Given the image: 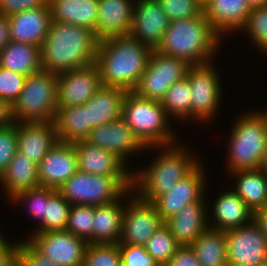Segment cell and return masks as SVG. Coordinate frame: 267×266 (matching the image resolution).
<instances>
[{
	"mask_svg": "<svg viewBox=\"0 0 267 266\" xmlns=\"http://www.w3.org/2000/svg\"><path fill=\"white\" fill-rule=\"evenodd\" d=\"M58 101L57 74L40 70L25 79L24 87L12 105V117L16 123L51 122Z\"/></svg>",
	"mask_w": 267,
	"mask_h": 266,
	"instance_id": "52a82bcc",
	"label": "cell"
},
{
	"mask_svg": "<svg viewBox=\"0 0 267 266\" xmlns=\"http://www.w3.org/2000/svg\"><path fill=\"white\" fill-rule=\"evenodd\" d=\"M263 111H264V112L266 113V115H267V108H265Z\"/></svg>",
	"mask_w": 267,
	"mask_h": 266,
	"instance_id": "6f0895ef",
	"label": "cell"
},
{
	"mask_svg": "<svg viewBox=\"0 0 267 266\" xmlns=\"http://www.w3.org/2000/svg\"><path fill=\"white\" fill-rule=\"evenodd\" d=\"M122 119L146 147L168 146L181 140L161 103L140 97L134 91L124 97Z\"/></svg>",
	"mask_w": 267,
	"mask_h": 266,
	"instance_id": "8992f818",
	"label": "cell"
},
{
	"mask_svg": "<svg viewBox=\"0 0 267 266\" xmlns=\"http://www.w3.org/2000/svg\"><path fill=\"white\" fill-rule=\"evenodd\" d=\"M74 146L79 171L103 176H133L135 168L128 166L117 155L86 140L74 142Z\"/></svg>",
	"mask_w": 267,
	"mask_h": 266,
	"instance_id": "44dd1931",
	"label": "cell"
},
{
	"mask_svg": "<svg viewBox=\"0 0 267 266\" xmlns=\"http://www.w3.org/2000/svg\"><path fill=\"white\" fill-rule=\"evenodd\" d=\"M37 169L40 186L58 190L79 170L74 143L57 141Z\"/></svg>",
	"mask_w": 267,
	"mask_h": 266,
	"instance_id": "e0dca14e",
	"label": "cell"
},
{
	"mask_svg": "<svg viewBox=\"0 0 267 266\" xmlns=\"http://www.w3.org/2000/svg\"><path fill=\"white\" fill-rule=\"evenodd\" d=\"M181 144V145H180ZM159 150L146 167L133 170V191L142 199L154 202L174 185L188 176L201 162L196 153L180 143L168 146H150L148 150ZM189 149V150H188ZM197 157V158H196Z\"/></svg>",
	"mask_w": 267,
	"mask_h": 266,
	"instance_id": "7a4b0ae2",
	"label": "cell"
},
{
	"mask_svg": "<svg viewBox=\"0 0 267 266\" xmlns=\"http://www.w3.org/2000/svg\"><path fill=\"white\" fill-rule=\"evenodd\" d=\"M71 204L57 191L49 200L45 209V216L34 226L31 233L66 230Z\"/></svg>",
	"mask_w": 267,
	"mask_h": 266,
	"instance_id": "e575fe53",
	"label": "cell"
},
{
	"mask_svg": "<svg viewBox=\"0 0 267 266\" xmlns=\"http://www.w3.org/2000/svg\"><path fill=\"white\" fill-rule=\"evenodd\" d=\"M250 11L246 0H213L204 9L212 28L222 39L228 38L229 33H240Z\"/></svg>",
	"mask_w": 267,
	"mask_h": 266,
	"instance_id": "cb8c5ba5",
	"label": "cell"
},
{
	"mask_svg": "<svg viewBox=\"0 0 267 266\" xmlns=\"http://www.w3.org/2000/svg\"><path fill=\"white\" fill-rule=\"evenodd\" d=\"M213 0H198L199 4L205 9Z\"/></svg>",
	"mask_w": 267,
	"mask_h": 266,
	"instance_id": "11a10c76",
	"label": "cell"
},
{
	"mask_svg": "<svg viewBox=\"0 0 267 266\" xmlns=\"http://www.w3.org/2000/svg\"><path fill=\"white\" fill-rule=\"evenodd\" d=\"M127 91L103 85L85 103L88 108L90 131L100 125L122 118V105Z\"/></svg>",
	"mask_w": 267,
	"mask_h": 266,
	"instance_id": "484cf974",
	"label": "cell"
},
{
	"mask_svg": "<svg viewBox=\"0 0 267 266\" xmlns=\"http://www.w3.org/2000/svg\"><path fill=\"white\" fill-rule=\"evenodd\" d=\"M259 170L267 177V148L263 155Z\"/></svg>",
	"mask_w": 267,
	"mask_h": 266,
	"instance_id": "f5cc1de1",
	"label": "cell"
},
{
	"mask_svg": "<svg viewBox=\"0 0 267 266\" xmlns=\"http://www.w3.org/2000/svg\"><path fill=\"white\" fill-rule=\"evenodd\" d=\"M246 2L250 6V8L267 5V0H246Z\"/></svg>",
	"mask_w": 267,
	"mask_h": 266,
	"instance_id": "db71d44e",
	"label": "cell"
},
{
	"mask_svg": "<svg viewBox=\"0 0 267 266\" xmlns=\"http://www.w3.org/2000/svg\"><path fill=\"white\" fill-rule=\"evenodd\" d=\"M58 141L74 143L90 133L88 108L83 105L58 107L54 117Z\"/></svg>",
	"mask_w": 267,
	"mask_h": 266,
	"instance_id": "4dcf8cb0",
	"label": "cell"
},
{
	"mask_svg": "<svg viewBox=\"0 0 267 266\" xmlns=\"http://www.w3.org/2000/svg\"><path fill=\"white\" fill-rule=\"evenodd\" d=\"M11 41L9 18L0 14V51Z\"/></svg>",
	"mask_w": 267,
	"mask_h": 266,
	"instance_id": "681fc988",
	"label": "cell"
},
{
	"mask_svg": "<svg viewBox=\"0 0 267 266\" xmlns=\"http://www.w3.org/2000/svg\"><path fill=\"white\" fill-rule=\"evenodd\" d=\"M158 2L169 21L193 18L204 12L198 0H158Z\"/></svg>",
	"mask_w": 267,
	"mask_h": 266,
	"instance_id": "60d3db41",
	"label": "cell"
},
{
	"mask_svg": "<svg viewBox=\"0 0 267 266\" xmlns=\"http://www.w3.org/2000/svg\"><path fill=\"white\" fill-rule=\"evenodd\" d=\"M17 242H10L0 231V266H18Z\"/></svg>",
	"mask_w": 267,
	"mask_h": 266,
	"instance_id": "7dc6e473",
	"label": "cell"
},
{
	"mask_svg": "<svg viewBox=\"0 0 267 266\" xmlns=\"http://www.w3.org/2000/svg\"><path fill=\"white\" fill-rule=\"evenodd\" d=\"M167 116L174 122L191 121V90L188 79L174 83L161 100Z\"/></svg>",
	"mask_w": 267,
	"mask_h": 266,
	"instance_id": "836d02e7",
	"label": "cell"
},
{
	"mask_svg": "<svg viewBox=\"0 0 267 266\" xmlns=\"http://www.w3.org/2000/svg\"><path fill=\"white\" fill-rule=\"evenodd\" d=\"M58 190L48 188L45 186H38L29 190L19 192L15 197L10 200L11 204H15L19 207L25 206L27 215H31V219H35V222L39 223L45 216L46 205L48 200ZM29 213V214H28Z\"/></svg>",
	"mask_w": 267,
	"mask_h": 266,
	"instance_id": "d590c367",
	"label": "cell"
},
{
	"mask_svg": "<svg viewBox=\"0 0 267 266\" xmlns=\"http://www.w3.org/2000/svg\"><path fill=\"white\" fill-rule=\"evenodd\" d=\"M82 266H122L119 244H88Z\"/></svg>",
	"mask_w": 267,
	"mask_h": 266,
	"instance_id": "ab89813d",
	"label": "cell"
},
{
	"mask_svg": "<svg viewBox=\"0 0 267 266\" xmlns=\"http://www.w3.org/2000/svg\"><path fill=\"white\" fill-rule=\"evenodd\" d=\"M151 52L150 47L130 34L100 41L95 64L103 85L134 91L146 70Z\"/></svg>",
	"mask_w": 267,
	"mask_h": 266,
	"instance_id": "3957f363",
	"label": "cell"
},
{
	"mask_svg": "<svg viewBox=\"0 0 267 266\" xmlns=\"http://www.w3.org/2000/svg\"><path fill=\"white\" fill-rule=\"evenodd\" d=\"M214 63L190 66L186 74L191 90V122L202 126L219 116L223 103L222 80Z\"/></svg>",
	"mask_w": 267,
	"mask_h": 266,
	"instance_id": "9c48e42d",
	"label": "cell"
},
{
	"mask_svg": "<svg viewBox=\"0 0 267 266\" xmlns=\"http://www.w3.org/2000/svg\"><path fill=\"white\" fill-rule=\"evenodd\" d=\"M190 66L183 59L152 50L146 70L134 92L140 97L161 102L167 90L186 77Z\"/></svg>",
	"mask_w": 267,
	"mask_h": 266,
	"instance_id": "8fae6325",
	"label": "cell"
},
{
	"mask_svg": "<svg viewBox=\"0 0 267 266\" xmlns=\"http://www.w3.org/2000/svg\"><path fill=\"white\" fill-rule=\"evenodd\" d=\"M94 206L71 205L66 231L92 244Z\"/></svg>",
	"mask_w": 267,
	"mask_h": 266,
	"instance_id": "f35d334b",
	"label": "cell"
},
{
	"mask_svg": "<svg viewBox=\"0 0 267 266\" xmlns=\"http://www.w3.org/2000/svg\"><path fill=\"white\" fill-rule=\"evenodd\" d=\"M18 123L0 127V176L17 152Z\"/></svg>",
	"mask_w": 267,
	"mask_h": 266,
	"instance_id": "7bdbcfd3",
	"label": "cell"
},
{
	"mask_svg": "<svg viewBox=\"0 0 267 266\" xmlns=\"http://www.w3.org/2000/svg\"><path fill=\"white\" fill-rule=\"evenodd\" d=\"M223 40L203 12L193 18L170 21L156 51L183 59L191 66L203 65L214 61Z\"/></svg>",
	"mask_w": 267,
	"mask_h": 266,
	"instance_id": "277c9868",
	"label": "cell"
},
{
	"mask_svg": "<svg viewBox=\"0 0 267 266\" xmlns=\"http://www.w3.org/2000/svg\"><path fill=\"white\" fill-rule=\"evenodd\" d=\"M180 245L165 223L145 244V249L161 266H165L176 253Z\"/></svg>",
	"mask_w": 267,
	"mask_h": 266,
	"instance_id": "8d00e7d4",
	"label": "cell"
},
{
	"mask_svg": "<svg viewBox=\"0 0 267 266\" xmlns=\"http://www.w3.org/2000/svg\"><path fill=\"white\" fill-rule=\"evenodd\" d=\"M246 33L252 46L267 55V5L251 8L246 25L240 31V34Z\"/></svg>",
	"mask_w": 267,
	"mask_h": 266,
	"instance_id": "74e56055",
	"label": "cell"
},
{
	"mask_svg": "<svg viewBox=\"0 0 267 266\" xmlns=\"http://www.w3.org/2000/svg\"><path fill=\"white\" fill-rule=\"evenodd\" d=\"M133 187V176H103L77 171L58 192L71 205L99 206L114 202Z\"/></svg>",
	"mask_w": 267,
	"mask_h": 266,
	"instance_id": "ba28073f",
	"label": "cell"
},
{
	"mask_svg": "<svg viewBox=\"0 0 267 266\" xmlns=\"http://www.w3.org/2000/svg\"><path fill=\"white\" fill-rule=\"evenodd\" d=\"M26 77L0 66V98L12 106L23 90Z\"/></svg>",
	"mask_w": 267,
	"mask_h": 266,
	"instance_id": "b9f144b4",
	"label": "cell"
},
{
	"mask_svg": "<svg viewBox=\"0 0 267 266\" xmlns=\"http://www.w3.org/2000/svg\"><path fill=\"white\" fill-rule=\"evenodd\" d=\"M258 266H267V262L261 264V265H258Z\"/></svg>",
	"mask_w": 267,
	"mask_h": 266,
	"instance_id": "9f6ffc18",
	"label": "cell"
},
{
	"mask_svg": "<svg viewBox=\"0 0 267 266\" xmlns=\"http://www.w3.org/2000/svg\"><path fill=\"white\" fill-rule=\"evenodd\" d=\"M253 221L257 224L262 233L266 236L267 240V207L264 209L257 210L254 213Z\"/></svg>",
	"mask_w": 267,
	"mask_h": 266,
	"instance_id": "816d5d0a",
	"label": "cell"
},
{
	"mask_svg": "<svg viewBox=\"0 0 267 266\" xmlns=\"http://www.w3.org/2000/svg\"><path fill=\"white\" fill-rule=\"evenodd\" d=\"M12 106L0 98V127L13 123Z\"/></svg>",
	"mask_w": 267,
	"mask_h": 266,
	"instance_id": "f907efd6",
	"label": "cell"
},
{
	"mask_svg": "<svg viewBox=\"0 0 267 266\" xmlns=\"http://www.w3.org/2000/svg\"><path fill=\"white\" fill-rule=\"evenodd\" d=\"M122 266H161L150 254L145 246L119 244Z\"/></svg>",
	"mask_w": 267,
	"mask_h": 266,
	"instance_id": "f6af8a7d",
	"label": "cell"
},
{
	"mask_svg": "<svg viewBox=\"0 0 267 266\" xmlns=\"http://www.w3.org/2000/svg\"><path fill=\"white\" fill-rule=\"evenodd\" d=\"M37 168L38 165L27 156L18 151L15 153L0 176L2 195H5L8 202L19 192L40 186Z\"/></svg>",
	"mask_w": 267,
	"mask_h": 266,
	"instance_id": "4316f807",
	"label": "cell"
},
{
	"mask_svg": "<svg viewBox=\"0 0 267 266\" xmlns=\"http://www.w3.org/2000/svg\"><path fill=\"white\" fill-rule=\"evenodd\" d=\"M11 40L41 47L52 22L48 2L43 6L8 16Z\"/></svg>",
	"mask_w": 267,
	"mask_h": 266,
	"instance_id": "7402d4cb",
	"label": "cell"
},
{
	"mask_svg": "<svg viewBox=\"0 0 267 266\" xmlns=\"http://www.w3.org/2000/svg\"><path fill=\"white\" fill-rule=\"evenodd\" d=\"M190 247L201 266H228L225 231L209 228Z\"/></svg>",
	"mask_w": 267,
	"mask_h": 266,
	"instance_id": "d6a6232c",
	"label": "cell"
},
{
	"mask_svg": "<svg viewBox=\"0 0 267 266\" xmlns=\"http://www.w3.org/2000/svg\"><path fill=\"white\" fill-rule=\"evenodd\" d=\"M170 21L158 0H136L130 35L152 50L161 44Z\"/></svg>",
	"mask_w": 267,
	"mask_h": 266,
	"instance_id": "ac0fdd59",
	"label": "cell"
},
{
	"mask_svg": "<svg viewBox=\"0 0 267 266\" xmlns=\"http://www.w3.org/2000/svg\"><path fill=\"white\" fill-rule=\"evenodd\" d=\"M165 266H201L190 246H180Z\"/></svg>",
	"mask_w": 267,
	"mask_h": 266,
	"instance_id": "c3c4849f",
	"label": "cell"
},
{
	"mask_svg": "<svg viewBox=\"0 0 267 266\" xmlns=\"http://www.w3.org/2000/svg\"><path fill=\"white\" fill-rule=\"evenodd\" d=\"M125 193L112 203L94 206L92 244H119Z\"/></svg>",
	"mask_w": 267,
	"mask_h": 266,
	"instance_id": "83f0119b",
	"label": "cell"
},
{
	"mask_svg": "<svg viewBox=\"0 0 267 266\" xmlns=\"http://www.w3.org/2000/svg\"><path fill=\"white\" fill-rule=\"evenodd\" d=\"M136 0H98L94 34L97 40L129 35Z\"/></svg>",
	"mask_w": 267,
	"mask_h": 266,
	"instance_id": "ffe728a7",
	"label": "cell"
},
{
	"mask_svg": "<svg viewBox=\"0 0 267 266\" xmlns=\"http://www.w3.org/2000/svg\"><path fill=\"white\" fill-rule=\"evenodd\" d=\"M163 224L153 202L142 200L133 189L125 192L122 234L119 244L145 246Z\"/></svg>",
	"mask_w": 267,
	"mask_h": 266,
	"instance_id": "30bf717a",
	"label": "cell"
},
{
	"mask_svg": "<svg viewBox=\"0 0 267 266\" xmlns=\"http://www.w3.org/2000/svg\"><path fill=\"white\" fill-rule=\"evenodd\" d=\"M228 174L235 179V186L231 189L254 213L267 207V177L259 169L240 170Z\"/></svg>",
	"mask_w": 267,
	"mask_h": 266,
	"instance_id": "f546056e",
	"label": "cell"
},
{
	"mask_svg": "<svg viewBox=\"0 0 267 266\" xmlns=\"http://www.w3.org/2000/svg\"><path fill=\"white\" fill-rule=\"evenodd\" d=\"M57 107L83 105L102 86L99 68L94 63L84 68L57 74Z\"/></svg>",
	"mask_w": 267,
	"mask_h": 266,
	"instance_id": "2e32d148",
	"label": "cell"
},
{
	"mask_svg": "<svg viewBox=\"0 0 267 266\" xmlns=\"http://www.w3.org/2000/svg\"><path fill=\"white\" fill-rule=\"evenodd\" d=\"M98 43L93 30L52 21L40 47L42 70L58 74L92 65Z\"/></svg>",
	"mask_w": 267,
	"mask_h": 266,
	"instance_id": "6da1fadb",
	"label": "cell"
},
{
	"mask_svg": "<svg viewBox=\"0 0 267 266\" xmlns=\"http://www.w3.org/2000/svg\"><path fill=\"white\" fill-rule=\"evenodd\" d=\"M228 266H258L267 262V240L257 224L225 231Z\"/></svg>",
	"mask_w": 267,
	"mask_h": 266,
	"instance_id": "7c38bea8",
	"label": "cell"
},
{
	"mask_svg": "<svg viewBox=\"0 0 267 266\" xmlns=\"http://www.w3.org/2000/svg\"><path fill=\"white\" fill-rule=\"evenodd\" d=\"M27 240L51 261L82 266L88 243L66 230L31 233Z\"/></svg>",
	"mask_w": 267,
	"mask_h": 266,
	"instance_id": "4fadbf2b",
	"label": "cell"
},
{
	"mask_svg": "<svg viewBox=\"0 0 267 266\" xmlns=\"http://www.w3.org/2000/svg\"><path fill=\"white\" fill-rule=\"evenodd\" d=\"M206 172L205 166L203 168L201 162L188 176L178 181L172 189L153 202L163 222L176 215L187 205L199 200H207Z\"/></svg>",
	"mask_w": 267,
	"mask_h": 266,
	"instance_id": "5bb4252c",
	"label": "cell"
},
{
	"mask_svg": "<svg viewBox=\"0 0 267 266\" xmlns=\"http://www.w3.org/2000/svg\"><path fill=\"white\" fill-rule=\"evenodd\" d=\"M260 111L242 112L235 117L228 136L226 170L259 169L267 148V115Z\"/></svg>",
	"mask_w": 267,
	"mask_h": 266,
	"instance_id": "5b68a950",
	"label": "cell"
},
{
	"mask_svg": "<svg viewBox=\"0 0 267 266\" xmlns=\"http://www.w3.org/2000/svg\"><path fill=\"white\" fill-rule=\"evenodd\" d=\"M208 200H199L184 207L164 223L180 246H191L208 230Z\"/></svg>",
	"mask_w": 267,
	"mask_h": 266,
	"instance_id": "603a6c76",
	"label": "cell"
},
{
	"mask_svg": "<svg viewBox=\"0 0 267 266\" xmlns=\"http://www.w3.org/2000/svg\"><path fill=\"white\" fill-rule=\"evenodd\" d=\"M18 266H63L39 252L26 238L18 240Z\"/></svg>",
	"mask_w": 267,
	"mask_h": 266,
	"instance_id": "ee69618b",
	"label": "cell"
},
{
	"mask_svg": "<svg viewBox=\"0 0 267 266\" xmlns=\"http://www.w3.org/2000/svg\"><path fill=\"white\" fill-rule=\"evenodd\" d=\"M0 66L25 76L42 70L40 47L11 41L0 51Z\"/></svg>",
	"mask_w": 267,
	"mask_h": 266,
	"instance_id": "1f68e13d",
	"label": "cell"
},
{
	"mask_svg": "<svg viewBox=\"0 0 267 266\" xmlns=\"http://www.w3.org/2000/svg\"><path fill=\"white\" fill-rule=\"evenodd\" d=\"M85 140L117 155L126 164L129 157L147 149L122 118L94 127Z\"/></svg>",
	"mask_w": 267,
	"mask_h": 266,
	"instance_id": "9a60e30c",
	"label": "cell"
},
{
	"mask_svg": "<svg viewBox=\"0 0 267 266\" xmlns=\"http://www.w3.org/2000/svg\"><path fill=\"white\" fill-rule=\"evenodd\" d=\"M52 21H59L95 30L98 0H47Z\"/></svg>",
	"mask_w": 267,
	"mask_h": 266,
	"instance_id": "f1b7e54d",
	"label": "cell"
},
{
	"mask_svg": "<svg viewBox=\"0 0 267 266\" xmlns=\"http://www.w3.org/2000/svg\"><path fill=\"white\" fill-rule=\"evenodd\" d=\"M227 189L215 196L212 205L210 202L207 205L208 222L211 229L227 231L253 221L254 212L231 188Z\"/></svg>",
	"mask_w": 267,
	"mask_h": 266,
	"instance_id": "d6986e66",
	"label": "cell"
},
{
	"mask_svg": "<svg viewBox=\"0 0 267 266\" xmlns=\"http://www.w3.org/2000/svg\"><path fill=\"white\" fill-rule=\"evenodd\" d=\"M57 141L53 121L18 123L17 151L37 165Z\"/></svg>",
	"mask_w": 267,
	"mask_h": 266,
	"instance_id": "d4e9b609",
	"label": "cell"
},
{
	"mask_svg": "<svg viewBox=\"0 0 267 266\" xmlns=\"http://www.w3.org/2000/svg\"><path fill=\"white\" fill-rule=\"evenodd\" d=\"M47 0H0V14H12L43 6Z\"/></svg>",
	"mask_w": 267,
	"mask_h": 266,
	"instance_id": "bcb514c9",
	"label": "cell"
}]
</instances>
